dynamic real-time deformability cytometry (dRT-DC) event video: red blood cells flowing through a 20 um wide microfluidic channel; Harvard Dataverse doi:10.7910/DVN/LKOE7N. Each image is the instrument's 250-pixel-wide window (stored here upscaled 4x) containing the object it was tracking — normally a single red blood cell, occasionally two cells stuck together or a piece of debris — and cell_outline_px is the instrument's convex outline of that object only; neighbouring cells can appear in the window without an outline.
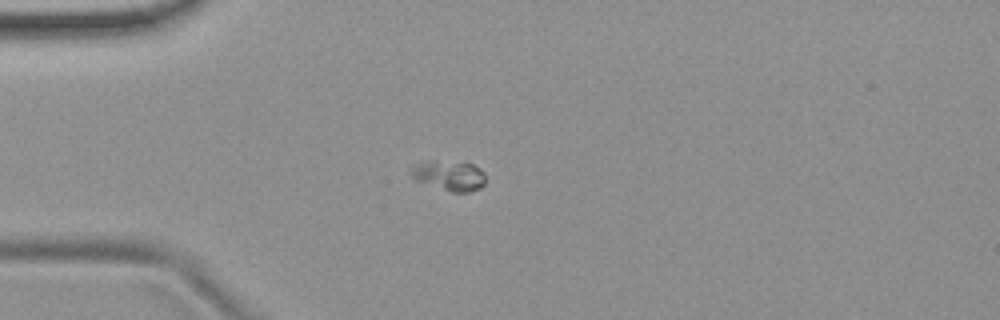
{"species": "common noctule bat (a hibernating species)", "species_latin": "Nyctalus noctula", "temperature_condition": "room temperature", "stored_images_in_passage": 41, "camera_frame_rate_fps": 3000, "um_per_image_px": 0.085, "animal": {"sex": "female", "body_mass_g": 19.9}, "frame": {"image": 1, "passage_image": 1, "time_ms": 0.0, "image_size_px": [1000, 320], "cell_outline_px": [[484, 184], [480, 188], [468, 192], [452, 192], [416, 180], [408, 172], [408, 168], [424, 160], [432, 160], [472, 164], [480, 168], [484, 172]], "centroid_in_image_um": [38.14, 14.9], "position_along_channel_um": 46.9, "area_um2": 13.06}}
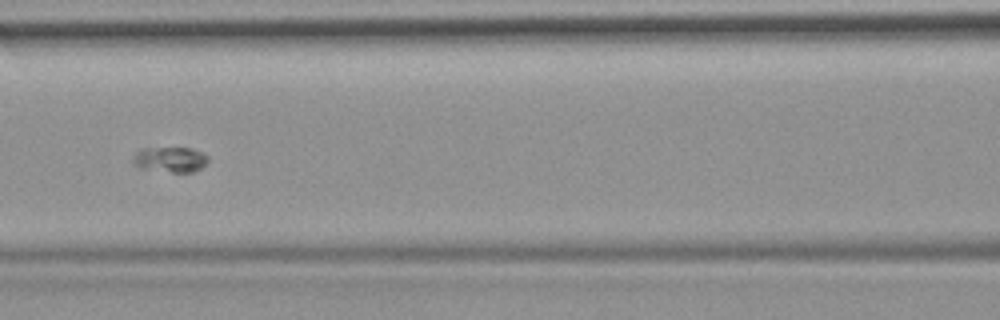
{"frame": {"image": 2, "passage_image": 11, "time_ms": 3.333, "image_size_px": [1000, 320], "cell_outline_px": [[208, 160], [200, 168], [192, 172], [172, 172], [140, 168], [132, 164], [132, 156], [140, 148], [192, 148], [208, 156]], "centroid_in_image_um": [14.41, 13.55], "position_along_channel_um": 152.2, "area_um2": 11.1}}
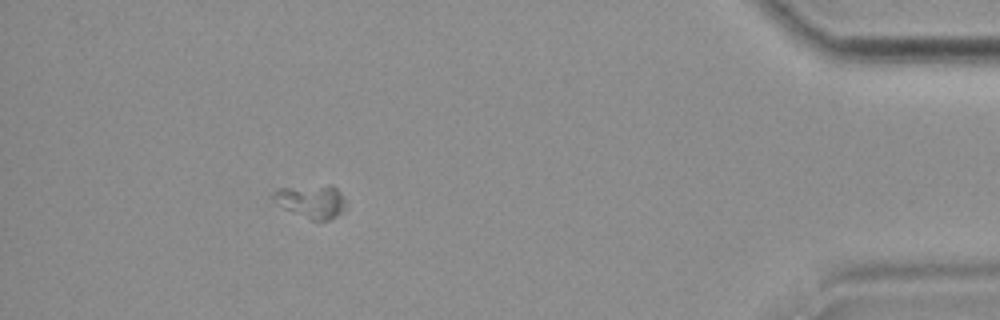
{"frame": {"image": 3, "passage_image": 36, "time_ms": 11.667, "image_size_px": [1000, 320], "cell_outline_px": [[344, 208], [336, 216], [328, 220], [312, 220], [284, 208], [276, 204], [272, 200], [272, 196], [276, 188], [328, 184], [332, 184], [340, 192], [344, 200]], "centroid_in_image_um": [26.43, 17.08], "position_along_channel_um": 408.8, "area_um2": 14.05}, "authors_computed_cell_mechanics": {"area_um2": 12.5426, "velocity_mm_per_s": 3.696, "shape_relaxation_time_tau1_ms": 3.9058, "shape_relaxation_time_tau2_ms": null, "deformation_change_tau1": 0.0989, "deformation_change_tau2": null}}